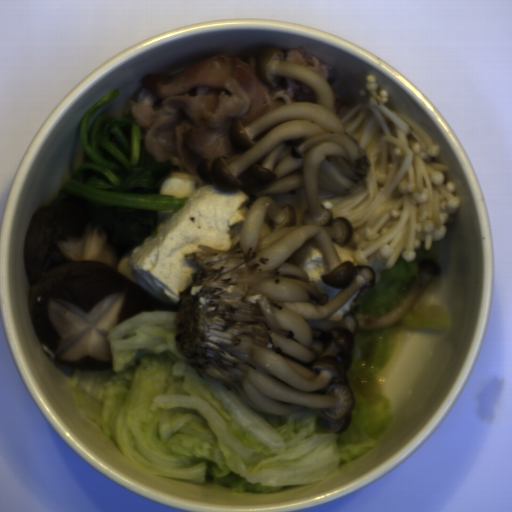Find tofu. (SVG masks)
<instances>
[{
  "mask_svg": "<svg viewBox=\"0 0 512 512\" xmlns=\"http://www.w3.org/2000/svg\"><path fill=\"white\" fill-rule=\"evenodd\" d=\"M287 261L300 269L304 278L312 281L320 292L327 295L329 301L337 298L341 293L324 281L323 275L327 274V269L322 254L315 245L304 244Z\"/></svg>",
  "mask_w": 512,
  "mask_h": 512,
  "instance_id": "2",
  "label": "tofu"
},
{
  "mask_svg": "<svg viewBox=\"0 0 512 512\" xmlns=\"http://www.w3.org/2000/svg\"><path fill=\"white\" fill-rule=\"evenodd\" d=\"M159 195L187 198L179 210L157 211L156 235H148L117 266L118 273L166 304H179L199 271L186 254L231 247V227L245 222L251 198L243 191H223L198 174L172 169Z\"/></svg>",
  "mask_w": 512,
  "mask_h": 512,
  "instance_id": "1",
  "label": "tofu"
},
{
  "mask_svg": "<svg viewBox=\"0 0 512 512\" xmlns=\"http://www.w3.org/2000/svg\"><path fill=\"white\" fill-rule=\"evenodd\" d=\"M267 221H270L268 215L264 218V220L261 223L259 239L266 235H269V233H270L271 227Z\"/></svg>",
  "mask_w": 512,
  "mask_h": 512,
  "instance_id": "4",
  "label": "tofu"
},
{
  "mask_svg": "<svg viewBox=\"0 0 512 512\" xmlns=\"http://www.w3.org/2000/svg\"><path fill=\"white\" fill-rule=\"evenodd\" d=\"M334 248L336 250L338 258L343 261H349L355 265L354 262V249L353 247H349V245H341L332 240Z\"/></svg>",
  "mask_w": 512,
  "mask_h": 512,
  "instance_id": "3",
  "label": "tofu"
}]
</instances>
